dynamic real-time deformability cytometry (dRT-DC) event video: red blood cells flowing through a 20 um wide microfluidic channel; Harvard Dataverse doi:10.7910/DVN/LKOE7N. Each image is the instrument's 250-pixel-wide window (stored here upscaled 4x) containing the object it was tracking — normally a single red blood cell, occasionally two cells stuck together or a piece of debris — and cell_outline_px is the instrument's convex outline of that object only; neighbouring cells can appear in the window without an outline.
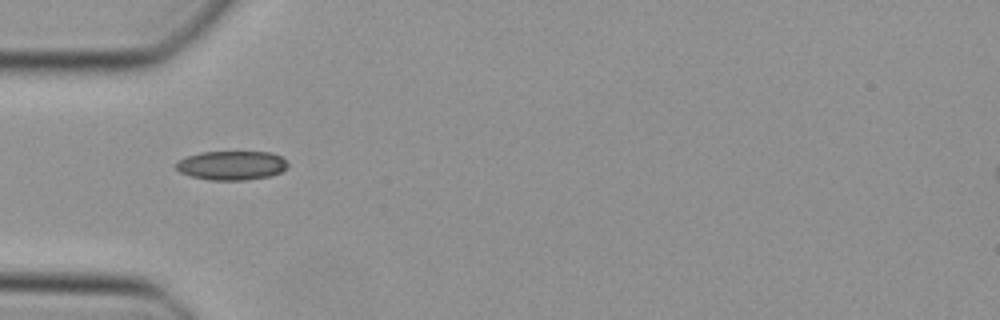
{"species": "Egyptian fruit bat (a non-hibernating species)", "species_latin": "Rousettus aegyptiacus", "temperature_condition": "cold", "stored_images_in_passage": 33, "camera_frame_rate_fps": 3000, "um_per_image_px": 0.085, "animal": {"sex": "female"}, "frame": {"image": 1, "passage_image": 1, "time_ms": 0.0, "image_size_px": [1000, 320], "cell_outline_px": [[288, 164], [280, 172], [268, 176], [244, 180], [208, 180], [192, 176], [180, 172], [176, 168], [176, 164], [180, 160], [188, 156], [200, 152], [272, 152], [280, 156]], "centroid_in_image_um": [19.67, 14.05], "position_along_channel_um": 65.3, "area_um2": 18.67}}
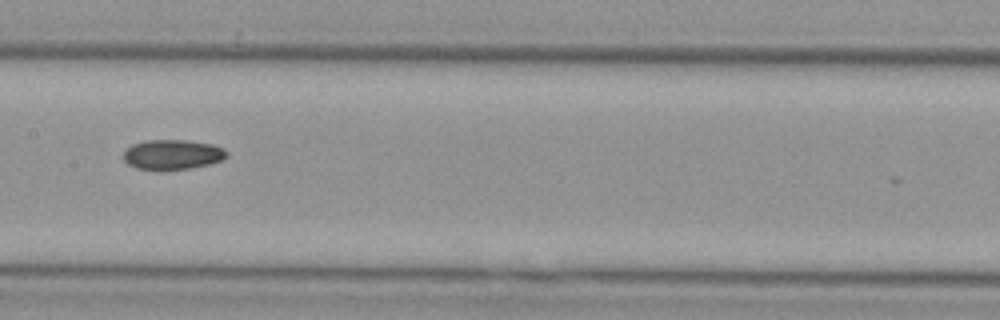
{"frame": {"image": 2, "passage_image": 10, "time_ms": 3.0, "image_size_px": [1000, 320], "cell_outline_px": [[228, 156], [220, 160], [208, 164], [188, 168], [136, 168], [128, 164], [124, 160], [124, 152], [132, 144], [148, 140], [184, 140], [212, 144], [228, 152]], "centroid_in_image_um": [14.65, 13.11], "position_along_channel_um": 192.7, "area_um2": 17.34}}
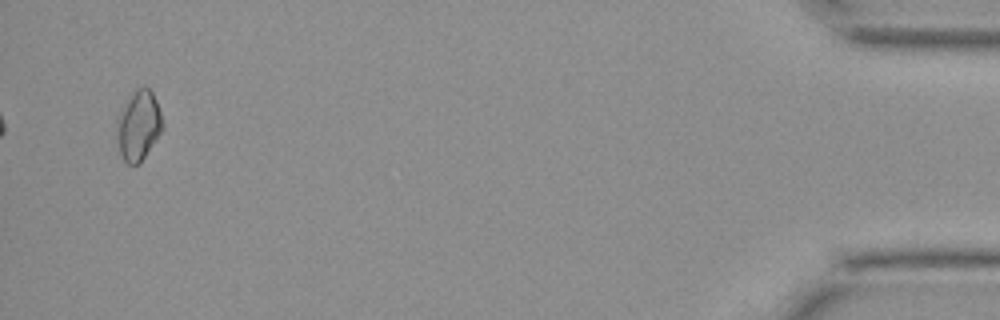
{"frame": {"image": 3, "passage_image": 32, "time_ms": 10.333, "image_size_px": [1000, 320], "cell_outline_px": [[164, 128], [140, 164], [128, 164], [124, 160], [120, 152], [116, 120], [128, 100], [136, 88], [144, 84], [152, 92], [156, 100], [164, 124]], "centroid_in_image_um": [11.81, 10.67], "position_along_channel_um": 423.4, "area_um2": 18.38}}